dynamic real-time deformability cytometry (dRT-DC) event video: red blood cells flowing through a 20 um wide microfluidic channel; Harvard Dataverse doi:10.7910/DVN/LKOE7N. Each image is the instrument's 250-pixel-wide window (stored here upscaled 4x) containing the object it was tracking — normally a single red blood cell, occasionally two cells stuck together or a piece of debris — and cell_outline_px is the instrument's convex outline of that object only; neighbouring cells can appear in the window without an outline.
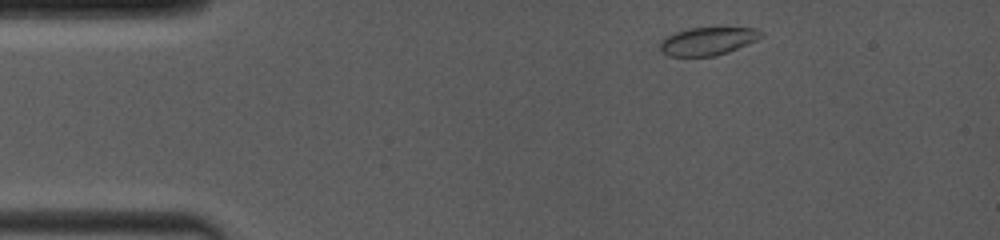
{"species": "common noctule bat (a hibernating species)", "species_latin": "Nyctalus noctula", "temperature_condition": "room temperature", "stored_images_in_passage": 47, "camera_frame_rate_fps": 4000, "um_per_image_px": 0.085, "animal": {"sex": "female", "body_mass_g": 19.0, "forearm_length_mm": 53.3}, "frame": {"image": 1, "passage_image": 2, "time_ms": 0.5, "image_size_px": [1000, 240], "cell_outline_px": [[764, 36], [748, 44], [728, 52], [716, 56], [668, 56], [660, 52], [656, 44], [664, 36], [688, 28], [756, 28], [764, 32]], "centroid_in_image_um": [60.1, 3.5], "position_along_channel_um": 24.9, "area_um2": 16.82}}
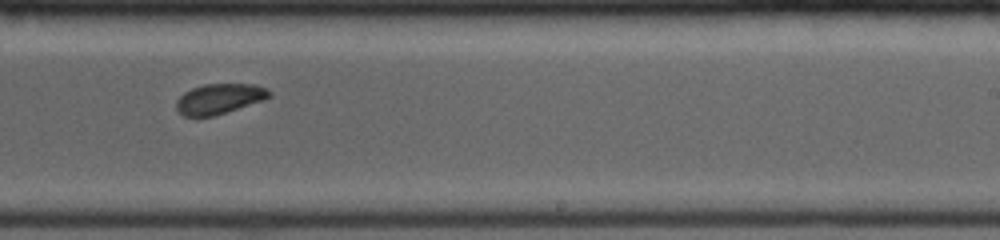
{"frame": {"image": 2, "passage_image": 21, "time_ms": 8.25, "image_size_px": [1000, 240], "cell_outline_px": [[272, 96], [264, 100], [212, 116], [184, 116], [176, 108], [176, 100], [184, 92], [192, 88], [204, 84], [256, 84], [268, 88], [272, 92]], "centroid_in_image_um": [18.68, 8.38], "position_along_channel_um": 270.3, "area_um2": 16.36}}
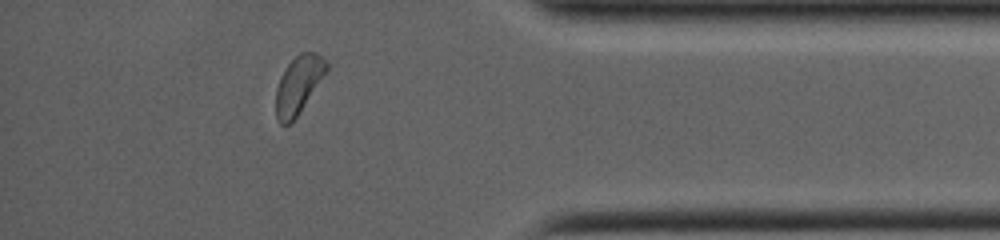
{"frame": {"image": 3, "passage_image": 41, "time_ms": 12.0, "image_size_px": [1000, 240], "cell_outline_px": [[328, 68], [300, 112], [288, 124], [280, 124], [276, 116], [276, 88], [280, 76], [288, 64], [300, 52], [316, 52], [328, 64]], "centroid_in_image_um": [25.34, 7.19], "position_along_channel_um": 409.9, "area_um2": 16.59}, "authors_computed_cell_mechanics": {"area_um2": 16.9354, "velocity_mm_per_s": 4.0955, "shape_relaxation_time_tau1_ms": 6.0707, "shape_relaxation_time_tau2_ms": 5.1952, "deformation_change_tau1": 0.0903, "deformation_change_tau2": 0.0506}}